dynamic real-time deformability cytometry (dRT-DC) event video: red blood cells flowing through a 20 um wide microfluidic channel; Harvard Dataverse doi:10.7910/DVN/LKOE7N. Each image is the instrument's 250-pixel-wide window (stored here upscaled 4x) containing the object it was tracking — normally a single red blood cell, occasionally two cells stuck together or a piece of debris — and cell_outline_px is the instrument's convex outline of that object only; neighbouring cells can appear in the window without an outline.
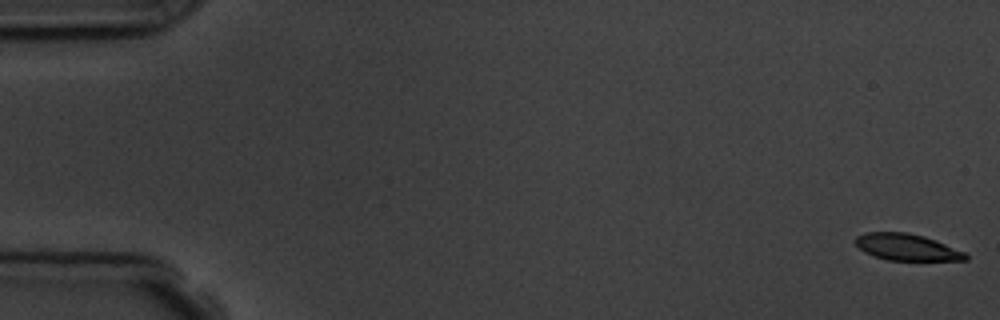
{"species": "common noctule bat (a hibernating species)", "species_latin": "Nyctalus noctula", "temperature_condition": "room temperature", "stored_images_in_passage": 9, "camera_frame_rate_fps": 3000, "um_per_image_px": 0.085, "animal": {"sex": "male", "body_mass_g": 19.5, "forearm_length_mm": 54.6}, "frame": {"image": 1, "passage_image": 1, "time_ms": 0.0, "image_size_px": [1000, 320], "cell_outline_px": [[968, 260], [888, 260], [864, 252], [856, 244], [856, 236], [864, 232], [908, 232], [924, 236], [936, 240], [964, 252], [968, 256]], "centroid_in_image_um": [77.08, 21.0], "position_along_channel_um": 7.9, "area_um2": 16.94}}
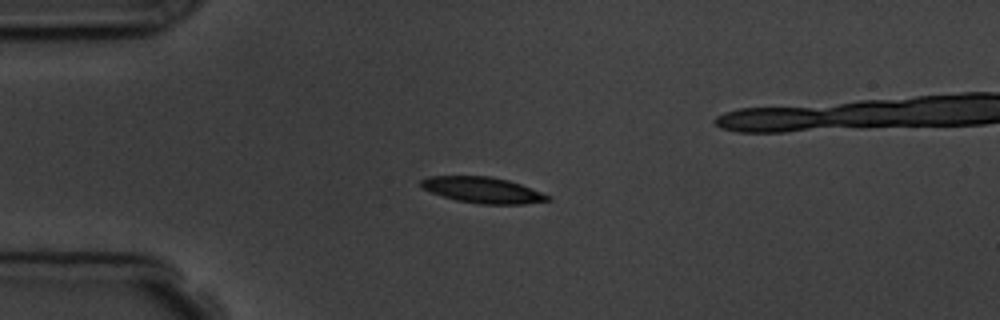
{"frame": {"image": 2, "passage_image": 4, "time_ms": 4.333, "image_size_px": [1000, 320], "cell_outline_px": [[552, 200], [524, 204], [480, 204], [456, 200], [420, 188], [420, 180], [428, 176], [488, 176], [508, 180], [520, 184], [552, 196]], "centroid_in_image_um": [41.03, 16.15], "position_along_channel_um": 44.0, "area_um2": 19.19}}